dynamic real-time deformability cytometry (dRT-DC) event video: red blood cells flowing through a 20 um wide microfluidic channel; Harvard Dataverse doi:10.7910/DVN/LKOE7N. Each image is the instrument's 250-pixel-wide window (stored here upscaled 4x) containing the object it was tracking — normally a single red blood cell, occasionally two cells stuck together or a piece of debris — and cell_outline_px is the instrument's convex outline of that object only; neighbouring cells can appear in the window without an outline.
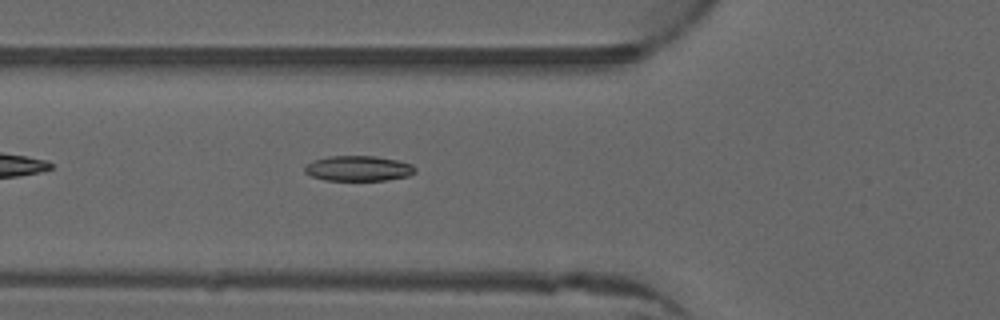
{"species": "common noctule bat (a hibernating species)", "species_latin": "Nyctalus noctula", "temperature_condition": "warm", "stored_images_in_passage": 36, "camera_frame_rate_fps": 3000, "um_per_image_px": 0.085, "animal": {"sex": "male", "forearm_length_mm": 52.5}, "frame": {"image": 1, "passage_image": 3, "time_ms": 0.667, "image_size_px": [1000, 320], "cell_outline_px": [[416, 172], [408, 176], [384, 180], [324, 180], [312, 176], [304, 172], [304, 164], [312, 160], [328, 156], [376, 156], [396, 160], [412, 164], [416, 168]], "centroid_in_image_um": [30.43, 14.31], "position_along_channel_um": 95.4, "area_um2": 16.36}}
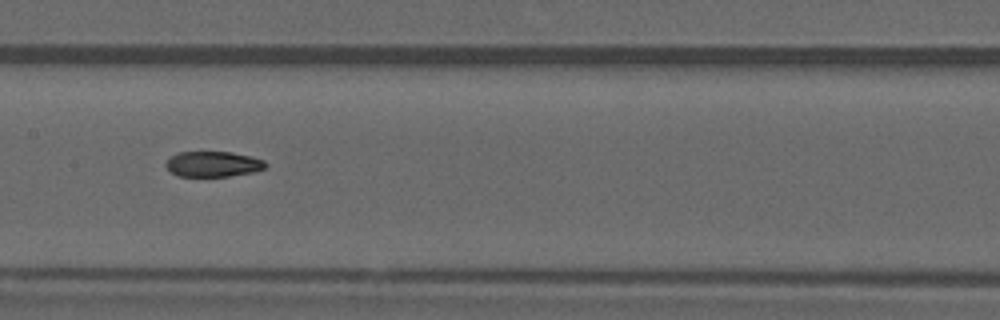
{"frame": {"image": 2, "passage_image": 10, "time_ms": 3.0, "image_size_px": [1000, 320], "cell_outline_px": [[268, 164], [264, 168], [252, 172], [228, 176], [176, 176], [164, 164], [172, 156], [180, 152], [232, 152], [252, 156], [264, 160]], "centroid_in_image_um": [18.13, 13.94], "position_along_channel_um": 189.3, "area_um2": 14.68}}
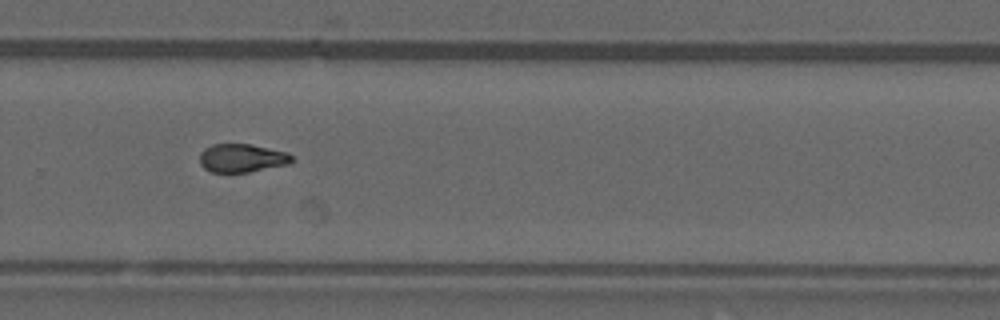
{"frame": {"image": 3, "passage_image": 19, "time_ms": 6.0, "image_size_px": [1000, 320], "cell_outline_px": [[292, 160], [288, 164], [248, 172], [212, 172], [204, 168], [200, 164], [200, 152], [204, 148], [212, 144], [252, 144], [288, 152], [292, 156]], "centroid_in_image_um": [20.55, 13.42], "position_along_channel_um": 309.3, "area_um2": 15.26}, "authors_computed_cell_mechanics": {"area_um2": 15.7505, "velocity_mm_per_s": 4.0174, "shape_relaxation_time_tau1_ms": null, "shape_relaxation_time_tau2_ms": 2.9935, "deformation_change_tau1": null, "deformation_change_tau2": 0.0864}}